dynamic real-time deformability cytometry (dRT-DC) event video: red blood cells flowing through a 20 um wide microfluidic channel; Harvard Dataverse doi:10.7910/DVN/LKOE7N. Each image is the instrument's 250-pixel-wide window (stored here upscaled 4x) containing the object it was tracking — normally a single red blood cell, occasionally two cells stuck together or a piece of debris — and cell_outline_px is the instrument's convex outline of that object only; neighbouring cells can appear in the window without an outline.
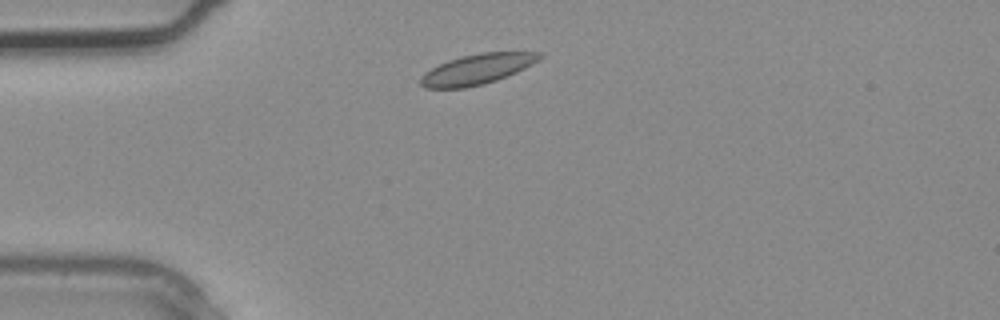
{"species": "common noctule bat (a hibernating species)", "species_latin": "Nyctalus noctula", "temperature_condition": "warm", "stored_images_in_passage": 1, "camera_frame_rate_fps": 3000, "um_per_image_px": 0.085, "animal": {"sex": "male", "body_mass_g": 20.4}, "frame": {"image": 1, "passage_image": 1, "time_ms": 0.0, "image_size_px": [1000, 320], "cell_outline_px": [[544, 56], [540, 60], [516, 72], [496, 80], [484, 84], [464, 88], [424, 88], [420, 84], [420, 76], [424, 72], [448, 60], [460, 56], [480, 52], [544, 52]], "centroid_in_image_um": [40.56, 5.87], "position_along_channel_um": 44.4, "area_um2": 21.1}}